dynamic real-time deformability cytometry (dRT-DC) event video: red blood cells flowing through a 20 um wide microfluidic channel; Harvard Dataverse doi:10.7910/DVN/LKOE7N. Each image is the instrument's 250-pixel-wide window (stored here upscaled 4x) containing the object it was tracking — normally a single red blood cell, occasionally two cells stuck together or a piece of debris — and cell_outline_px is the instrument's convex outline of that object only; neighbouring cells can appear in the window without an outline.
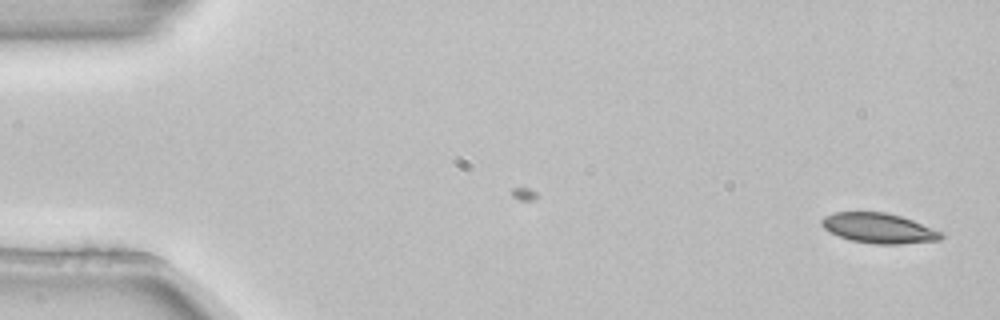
{"species": "common noctule bat (a hibernating species)", "species_latin": "Nyctalus noctula", "temperature_condition": "room temperature", "stored_images_in_passage": 2, "camera_frame_rate_fps": 3000, "um_per_image_px": 0.085, "animal": {"sex": "female", "body_mass_g": 22.7, "forearm_length_mm": 54.2}, "frame": {"image": 1, "passage_image": 2, "time_ms": 0.333, "image_size_px": [1000, 320], "cell_outline_px": [[944, 236], [940, 240], [900, 244], [876, 244], [852, 240], [840, 236], [824, 228], [820, 224], [820, 220], [824, 216], [832, 212], [884, 212], [900, 216], [912, 220], [940, 232]], "centroid_in_image_um": [74.66, 19.39], "position_along_channel_um": 10.3, "area_um2": 20.63}}